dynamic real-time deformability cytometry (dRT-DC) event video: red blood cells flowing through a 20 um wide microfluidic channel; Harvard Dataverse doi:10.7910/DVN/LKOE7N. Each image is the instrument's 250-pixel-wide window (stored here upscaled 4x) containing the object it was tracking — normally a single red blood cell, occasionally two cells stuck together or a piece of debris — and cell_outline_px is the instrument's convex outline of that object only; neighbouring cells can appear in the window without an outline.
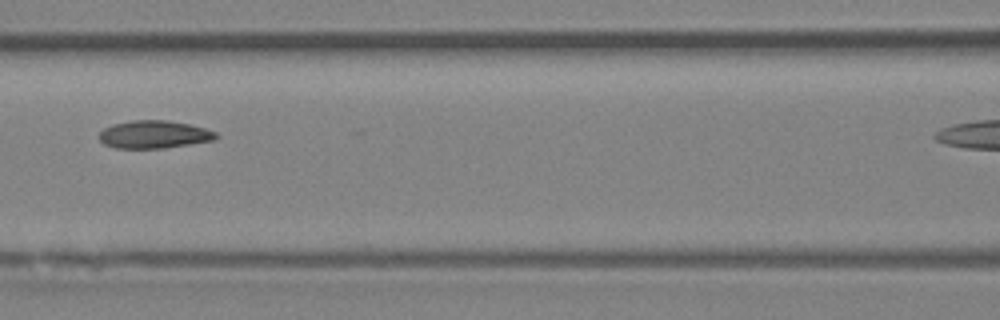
{"species": "Egyptian fruit bat (a non-hibernating species)", "species_latin": "Rousettus aegyptiacus", "temperature_condition": "room temperature", "stored_images_in_passage": 5, "segment_of_instrument_passage": [1, 2], "camera_frame_rate_fps": 3000, "um_per_image_px": 0.085, "animal": {"sex": "female"}, "frame": {"image": 1, "passage_image": 4, "time_ms": 3.333, "image_size_px": [1000, 320], "cell_outline_px": [[220, 136], [216, 140], [164, 148], [116, 148], [104, 144], [96, 136], [104, 128], [112, 124], [132, 120], [164, 120], [188, 124], [204, 128], [216, 132]], "centroid_in_image_um": [13.08, 11.43], "position_along_channel_um": 153.5, "area_um2": 19.02}}